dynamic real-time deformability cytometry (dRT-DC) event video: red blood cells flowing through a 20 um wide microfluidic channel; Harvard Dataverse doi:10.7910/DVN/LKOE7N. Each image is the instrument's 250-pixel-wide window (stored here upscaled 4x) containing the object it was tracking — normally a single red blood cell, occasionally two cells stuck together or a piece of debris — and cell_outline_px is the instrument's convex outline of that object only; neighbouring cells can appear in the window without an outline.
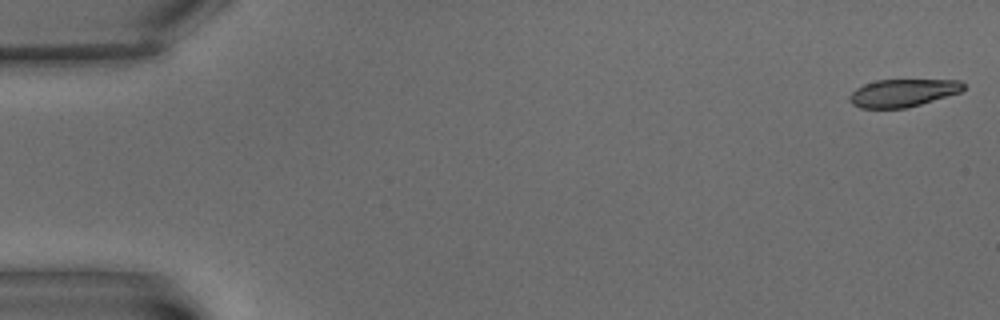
{"species": "common noctule bat (a hibernating species)", "species_latin": "Nyctalus noctula", "temperature_condition": "warm", "stored_images_in_passage": 6, "camera_frame_rate_fps": 3000, "um_per_image_px": 0.085, "animal": {"sex": "male", "body_mass_g": 15.6}, "frame": {"image": 1, "passage_image": 1, "time_ms": 0.0, "image_size_px": [1000, 320], "cell_outline_px": [[964, 88], [960, 92], [920, 104], [904, 108], [860, 108], [852, 104], [848, 100], [848, 96], [856, 88], [864, 84], [876, 80], [960, 80], [964, 84]], "centroid_in_image_um": [76.69, 7.89], "position_along_channel_um": 8.3, "area_um2": 18.26}}
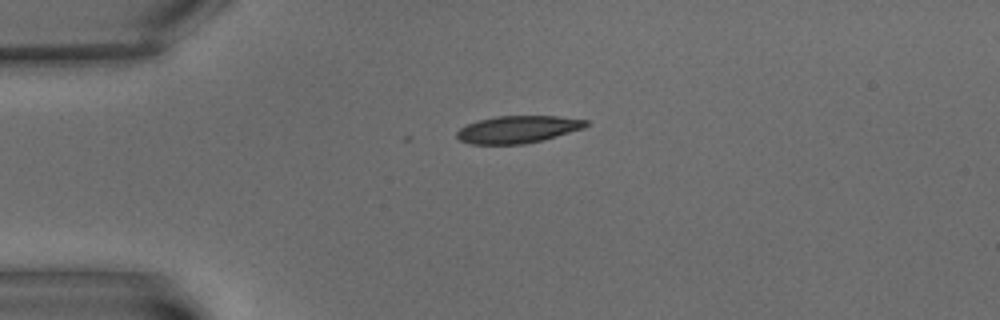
{"frame": {"image": 2, "passage_image": 5, "time_ms": 5.0, "image_size_px": [1000, 320], "cell_outline_px": [[588, 124], [584, 128], [544, 140], [524, 144], [472, 144], [460, 140], [456, 136], [456, 132], [460, 128], [476, 120], [496, 116], [556, 116], [588, 120]], "centroid_in_image_um": [44.01, 10.99], "position_along_channel_um": 41.0, "area_um2": 20.58}}